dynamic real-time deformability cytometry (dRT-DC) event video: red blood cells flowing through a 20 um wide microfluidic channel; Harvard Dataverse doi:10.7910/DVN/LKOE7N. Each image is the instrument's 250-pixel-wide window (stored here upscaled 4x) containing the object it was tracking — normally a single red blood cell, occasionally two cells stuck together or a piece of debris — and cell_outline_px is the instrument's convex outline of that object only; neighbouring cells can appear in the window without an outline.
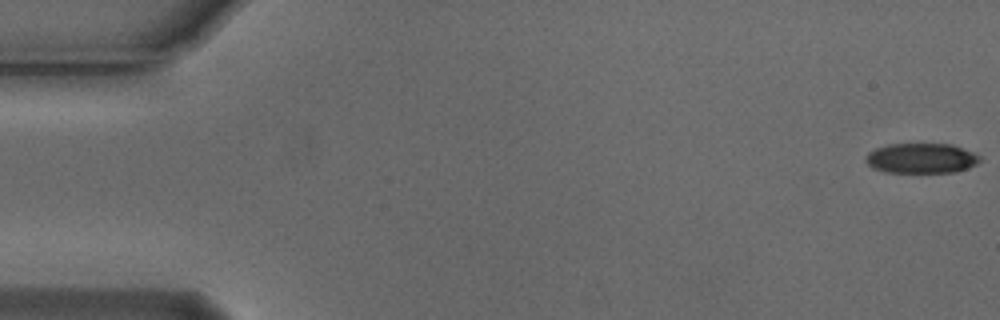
{"species": "Egyptian fruit bat (a non-hibernating species)", "species_latin": "Rousettus aegyptiacus", "temperature_condition": "cold", "stored_images_in_passage": 55, "camera_frame_rate_fps": 3000, "um_per_image_px": 0.085, "animal": {"sex": "male"}, "frame": {"image": 1, "passage_image": 1, "time_ms": 0.0, "image_size_px": [1000, 320], "cell_outline_px": [[980, 160], [976, 164], [968, 168], [956, 172], [884, 172], [872, 168], [864, 160], [864, 156], [868, 152], [876, 148], [888, 144], [952, 144], [972, 152], [980, 156]], "centroid_in_image_um": [78.27, 13.45], "position_along_channel_um": 6.7, "area_um2": 20.06}}
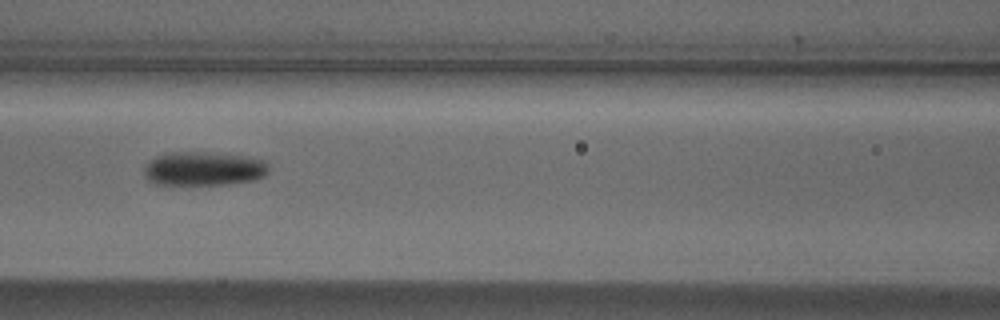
{"frame": {"image": 2, "passage_image": 24, "time_ms": 7.667, "image_size_px": [1000, 320], "cell_outline_px": [[268, 172], [264, 176], [252, 180], [228, 184], [156, 184], [148, 180], [144, 176], [144, 168], [156, 156], [172, 152], [196, 152], [244, 156], [264, 160], [268, 164]], "centroid_in_image_um": [17.31, 14.34], "position_along_channel_um": 149.3, "area_um2": 24.28}}
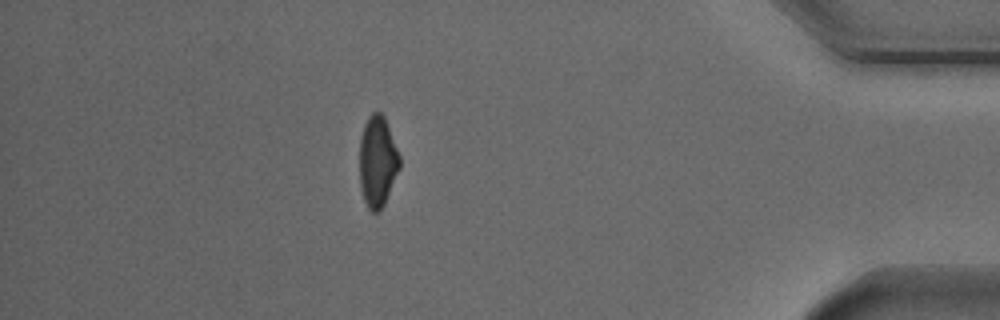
{"frame": {"image": 3, "passage_image": 48, "time_ms": 15.667, "image_size_px": [1000, 320], "cell_outline_px": [[400, 168], [384, 204], [380, 212], [372, 212], [368, 208], [364, 200], [360, 184], [360, 140], [364, 124], [368, 116], [372, 112], [380, 112], [384, 116], [400, 156]], "centroid_in_image_um": [32.09, 13.73], "position_along_channel_um": 403.1, "area_um2": 21.21}, "authors_computed_cell_mechanics": {"area_um2": 22.542, "velocity_mm_per_s": 3.7676, "shape_relaxation_time_tau1_ms": 2.8782, "shape_relaxation_time_tau2_ms": null, "deformation_change_tau1": 0.1283, "deformation_change_tau2": null}}